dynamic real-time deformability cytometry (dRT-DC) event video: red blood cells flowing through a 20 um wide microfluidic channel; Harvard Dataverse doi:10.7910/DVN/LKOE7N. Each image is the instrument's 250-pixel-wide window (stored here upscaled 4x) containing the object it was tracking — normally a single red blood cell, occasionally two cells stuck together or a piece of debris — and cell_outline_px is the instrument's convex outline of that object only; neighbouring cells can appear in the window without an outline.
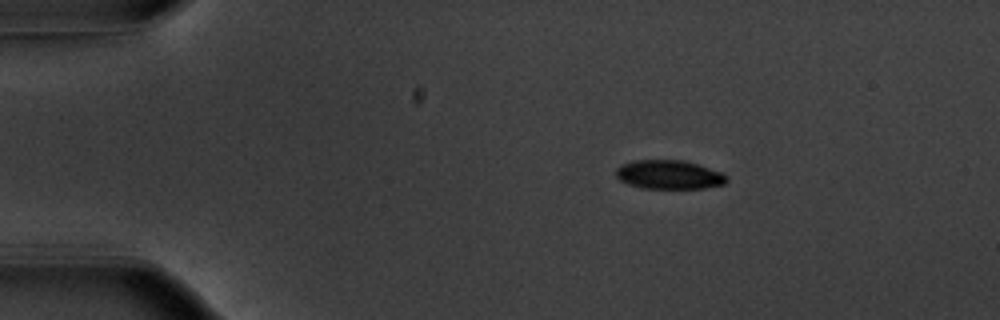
{"species": "common noctule bat (a hibernating species)", "species_latin": "Nyctalus noctula", "temperature_condition": "warm", "stored_images_in_passage": 11, "camera_frame_rate_fps": 3000, "um_per_image_px": 0.085, "animal": {"sex": "male", "body_mass_g": 20.1, "forearm_length_mm": 53.5}, "frame": {"image": 1, "passage_image": 1, "time_ms": 0.0, "image_size_px": [1000, 320], "cell_outline_px": [[728, 180], [724, 184], [704, 188], [640, 188], [628, 184], [620, 180], [616, 176], [616, 168], [620, 164], [632, 160], [684, 160], [720, 172], [728, 176]], "centroid_in_image_um": [56.83, 14.84], "position_along_channel_um": 28.2, "area_um2": 18.67}}
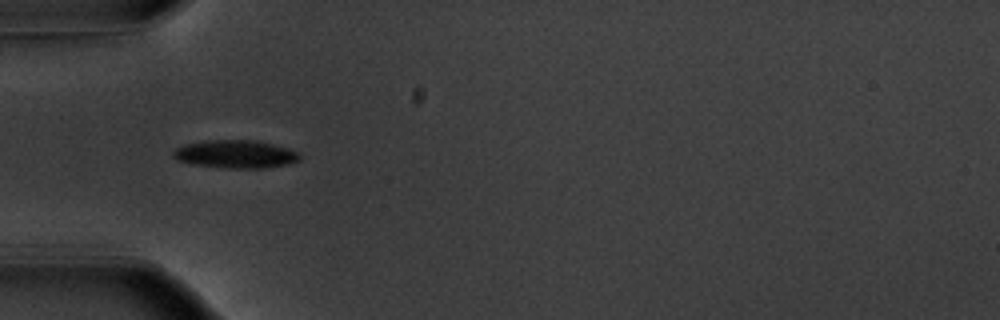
{"frame": {"image": 2, "passage_image": 9, "time_ms": 2.667, "image_size_px": [1000, 320], "cell_outline_px": [[300, 160], [288, 164], [260, 168], [228, 168], [196, 164], [180, 160], [172, 156], [172, 152], [176, 148], [184, 144], [208, 140], [256, 140], [288, 148], [300, 152]], "centroid_in_image_um": [20.05, 13.09], "position_along_channel_um": 64.9, "area_um2": 20.46}}